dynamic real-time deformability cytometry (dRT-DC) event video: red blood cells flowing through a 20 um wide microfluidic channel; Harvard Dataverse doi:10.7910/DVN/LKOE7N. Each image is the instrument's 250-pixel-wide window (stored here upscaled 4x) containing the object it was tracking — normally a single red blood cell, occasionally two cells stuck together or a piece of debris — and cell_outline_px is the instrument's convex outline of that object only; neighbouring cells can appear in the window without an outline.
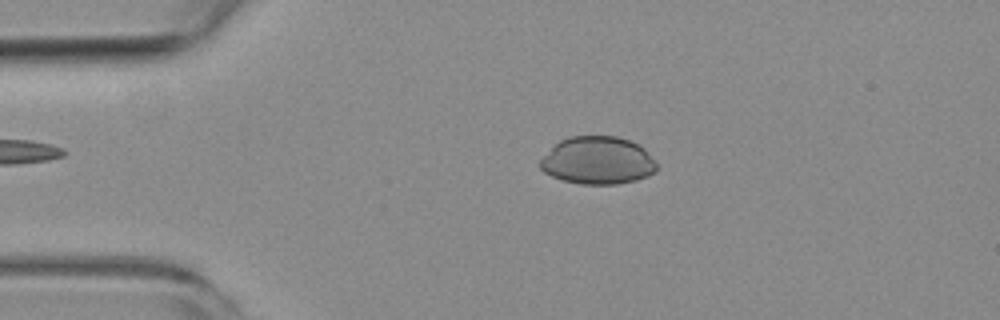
{"species": "common noctule bat (a hibernating species)", "species_latin": "Nyctalus noctula", "temperature_condition": "room temperature", "stored_images_in_passage": 3, "camera_frame_rate_fps": 3000, "um_per_image_px": 0.085, "animal": {"sex": "female", "body_mass_g": 19.3, "forearm_length_mm": 54.1}, "frame": {"image": 1, "passage_image": 2, "time_ms": 1.333, "image_size_px": [1000, 320], "cell_outline_px": [[656, 172], [648, 176], [636, 180], [616, 184], [580, 184], [564, 180], [552, 176], [544, 172], [540, 168], [540, 160], [560, 140], [568, 136], [616, 136], [628, 140], [644, 148], [656, 164]], "centroid_in_image_um": [50.8, 13.65], "position_along_channel_um": 34.2, "area_um2": 32.14}}